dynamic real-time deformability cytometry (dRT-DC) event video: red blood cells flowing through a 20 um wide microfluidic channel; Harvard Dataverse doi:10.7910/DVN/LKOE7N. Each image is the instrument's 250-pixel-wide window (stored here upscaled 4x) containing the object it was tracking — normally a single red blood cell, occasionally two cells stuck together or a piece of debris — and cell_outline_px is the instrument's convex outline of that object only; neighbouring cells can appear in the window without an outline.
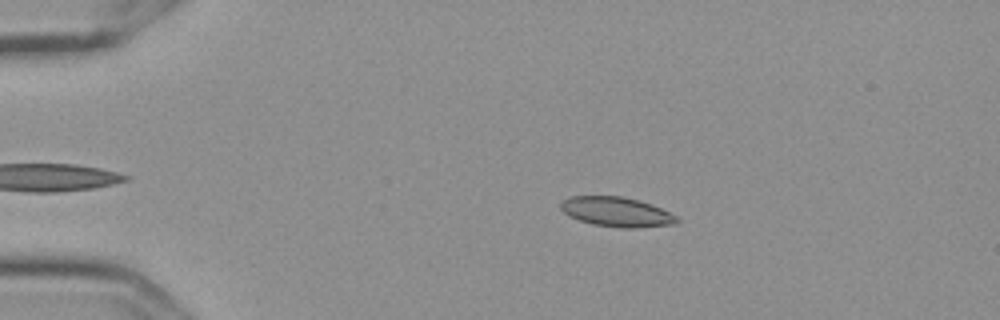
{"species": "Egyptian fruit bat (a non-hibernating species)", "species_latin": "Rousettus aegyptiacus", "temperature_condition": "cold", "stored_images_in_passage": 45, "camera_frame_rate_fps": 3000, "um_per_image_px": 0.085, "frame": {"image": 1, "passage_image": 7, "time_ms": 2.0, "image_size_px": [1000, 320], "cell_outline_px": [[680, 220], [676, 224], [636, 228], [620, 228], [592, 224], [580, 220], [564, 212], [560, 208], [560, 200], [568, 196], [620, 196], [640, 200], [652, 204], [676, 216]], "centroid_in_image_um": [52.4, 18.0], "position_along_channel_um": 32.6, "area_um2": 20.17}}
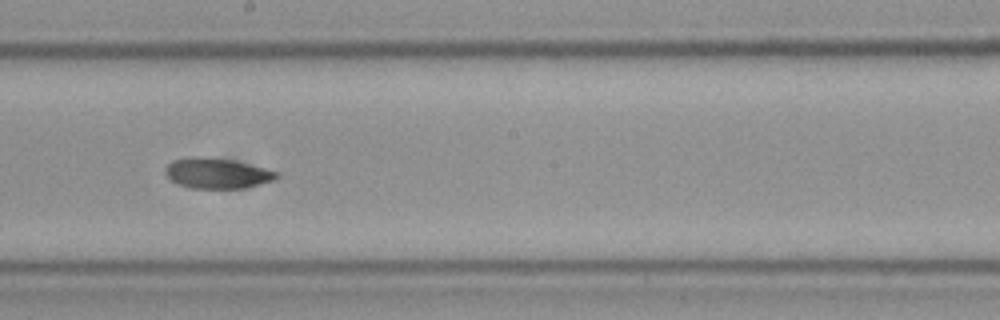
{"frame": {"image": 2, "passage_image": 28, "time_ms": 9.0, "image_size_px": [1000, 320], "cell_outline_px": [[280, 176], [276, 180], [244, 188], [192, 188], [180, 184], [172, 180], [164, 172], [164, 168], [172, 160], [188, 156], [196, 156], [232, 160], [280, 172]], "centroid_in_image_um": [18.47, 14.72], "position_along_channel_um": 229.7, "area_um2": 19.71}}
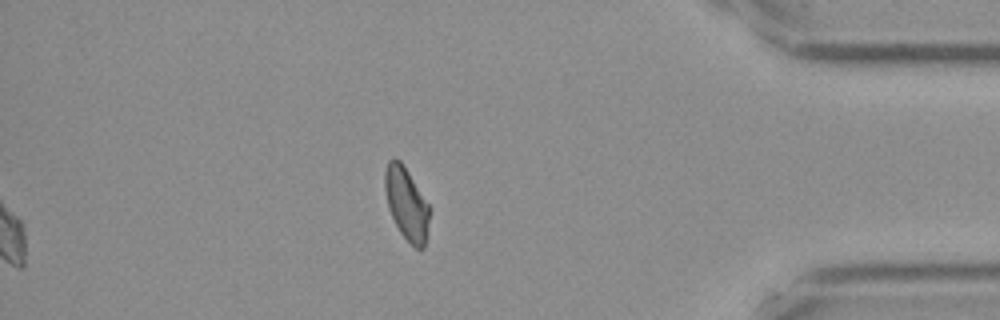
{"frame": {"image": 3, "passage_image": 45, "time_ms": 14.667, "image_size_px": [1000, 320], "cell_outline_px": [[428, 220], [424, 248], [416, 248], [400, 232], [388, 208], [384, 188], [384, 172], [388, 160], [392, 156], [400, 160], [408, 172], [428, 204]], "centroid_in_image_um": [34.5, 17.25], "position_along_channel_um": 400.7, "area_um2": 18.38}, "authors_computed_cell_mechanics": {"area_um2": 19.7098, "velocity_mm_per_s": 3.6024, "shape_relaxation_time_tau1_ms": 7.4504, "shape_relaxation_time_tau2_ms": 2.56, "deformation_change_tau1": 0.134, "deformation_change_tau2": 0.0571}}